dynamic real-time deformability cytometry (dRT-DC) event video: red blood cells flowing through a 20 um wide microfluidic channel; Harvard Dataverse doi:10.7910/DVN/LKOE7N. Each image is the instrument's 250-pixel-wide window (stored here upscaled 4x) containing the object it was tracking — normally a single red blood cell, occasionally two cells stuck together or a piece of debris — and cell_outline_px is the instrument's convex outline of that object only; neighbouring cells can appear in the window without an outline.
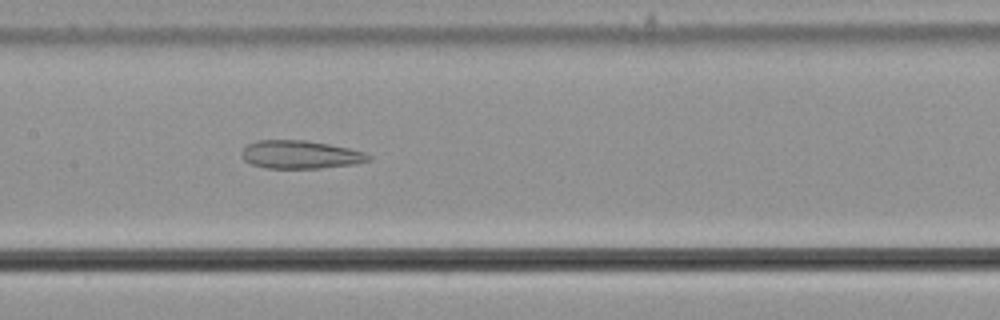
{"species": "common noctule bat (a hibernating species)", "species_latin": "Nyctalus noctula", "temperature_condition": "cold", "stored_images_in_passage": 40, "camera_frame_rate_fps": 3000, "um_per_image_px": 0.085, "animal": {"sex": "male", "body_mass_g": 21.5, "forearm_length_mm": 52.0}, "frame": {"image": 1, "passage_image": 12, "time_ms": 3.667, "image_size_px": [1000, 320], "cell_outline_px": [[372, 160], [352, 164], [320, 168], [264, 168], [252, 164], [244, 160], [240, 156], [244, 148], [248, 144], [256, 140], [304, 140], [328, 144], [348, 148], [364, 152], [372, 156]], "centroid_in_image_um": [25.51, 13.14], "position_along_channel_um": 181.9, "area_um2": 20.75}}
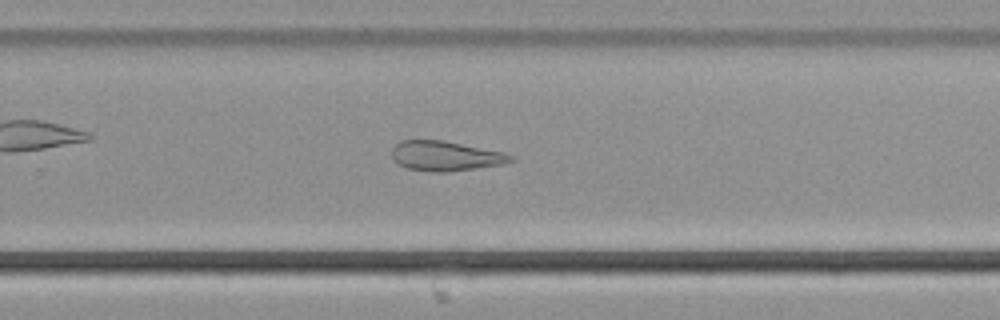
{"frame": {"image": 2, "passage_image": 21, "time_ms": 6.667, "image_size_px": [1000, 320], "cell_outline_px": [[516, 160], [504, 164], [448, 172], [432, 172], [404, 168], [396, 164], [392, 160], [392, 148], [400, 140], [444, 140], [504, 152], [512, 156]], "centroid_in_image_um": [37.84, 13.26], "position_along_channel_um": 292.0, "area_um2": 20.98}}
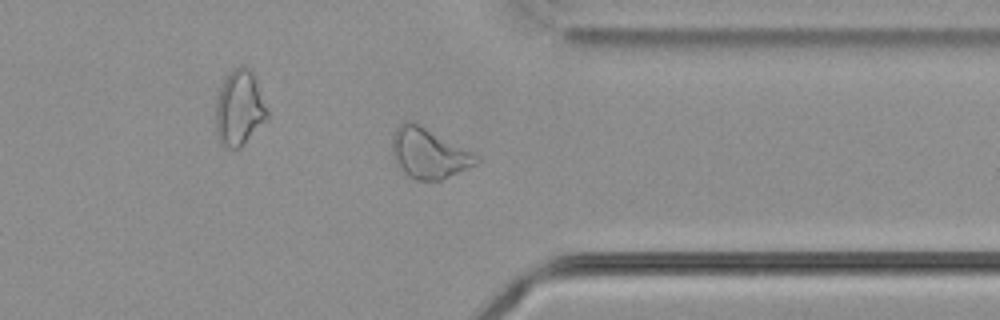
{"frame": {"image": 3, "passage_image": 28, "time_ms": 9.0, "image_size_px": [1000, 320], "cell_outline_px": [[480, 160], [476, 164], [440, 180], [416, 180], [408, 176], [396, 164], [392, 152], [392, 136], [396, 128], [404, 120], [412, 120], [420, 124], [480, 156]], "centroid_in_image_um": [36.42, 13.01], "position_along_channel_um": 375.0, "area_um2": 24.57}, "authors_computed_cell_mechanics": {"area_um2": 23.3512, "velocity_mm_per_s": 3.6785, "shape_relaxation_time_tau1_ms": null, "shape_relaxation_time_tau2_ms": 4.4994, "deformation_change_tau1": null, "deformation_change_tau2": 0.1357}}